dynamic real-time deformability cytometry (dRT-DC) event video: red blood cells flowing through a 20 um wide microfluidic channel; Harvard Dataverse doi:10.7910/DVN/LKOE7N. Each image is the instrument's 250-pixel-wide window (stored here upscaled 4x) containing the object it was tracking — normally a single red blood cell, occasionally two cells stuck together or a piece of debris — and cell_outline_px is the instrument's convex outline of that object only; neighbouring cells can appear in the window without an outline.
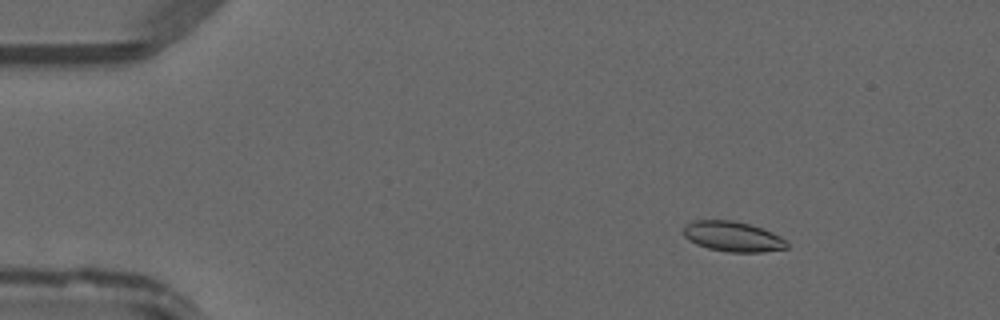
{"species": "common noctule bat (a hibernating species)", "species_latin": "Nyctalus noctula", "temperature_condition": "warm", "stored_images_in_passage": 48, "camera_frame_rate_fps": 3000, "um_per_image_px": 0.085, "animal": {"sex": "male", "forearm_length_mm": 52.5}, "frame": {"image": 1, "passage_image": 7, "time_ms": 2.0, "image_size_px": [1000, 320], "cell_outline_px": [[788, 248], [764, 252], [728, 252], [708, 248], [696, 244], [688, 240], [684, 236], [684, 228], [692, 220], [732, 220], [748, 224], [772, 232], [788, 240]], "centroid_in_image_um": [62.31, 20.11], "position_along_channel_um": 22.7, "area_um2": 18.21}}
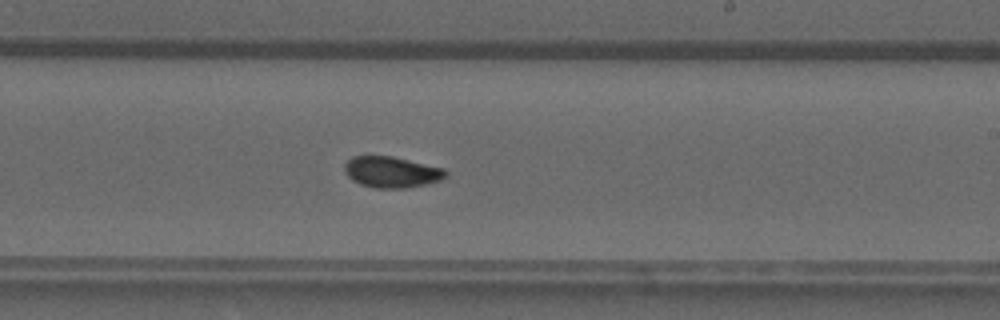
{"frame": {"image": 2, "passage_image": 29, "time_ms": 9.333, "image_size_px": [1000, 320], "cell_outline_px": [[448, 176], [440, 180], [428, 184], [408, 188], [376, 188], [360, 184], [352, 180], [344, 172], [344, 164], [352, 156], [392, 156], [444, 168], [448, 172]], "centroid_in_image_um": [33.3, 14.63], "position_along_channel_um": 255.7, "area_um2": 18.5}}
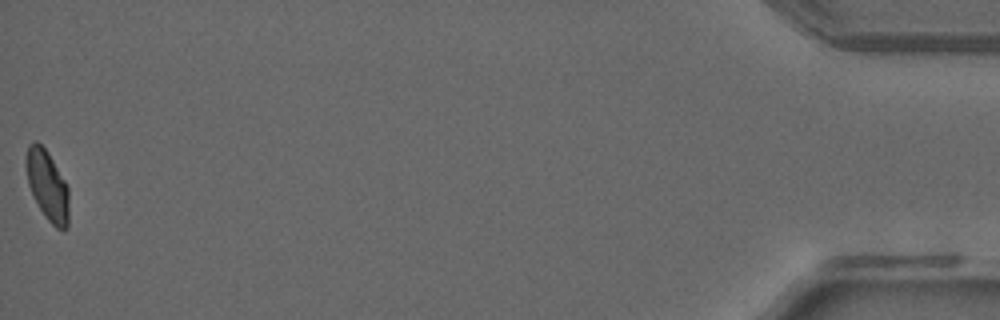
{"frame": {"image": 3, "passage_image": 48, "time_ms": 15.667, "image_size_px": [1000, 320], "cell_outline_px": [[68, 228], [64, 232], [56, 228], [44, 216], [28, 184], [24, 164], [24, 160], [28, 144], [32, 140], [36, 140], [48, 152], [64, 180], [68, 188]], "centroid_in_image_um": [4.01, 15.75], "position_along_channel_um": 431.2, "area_um2": 17.63}}